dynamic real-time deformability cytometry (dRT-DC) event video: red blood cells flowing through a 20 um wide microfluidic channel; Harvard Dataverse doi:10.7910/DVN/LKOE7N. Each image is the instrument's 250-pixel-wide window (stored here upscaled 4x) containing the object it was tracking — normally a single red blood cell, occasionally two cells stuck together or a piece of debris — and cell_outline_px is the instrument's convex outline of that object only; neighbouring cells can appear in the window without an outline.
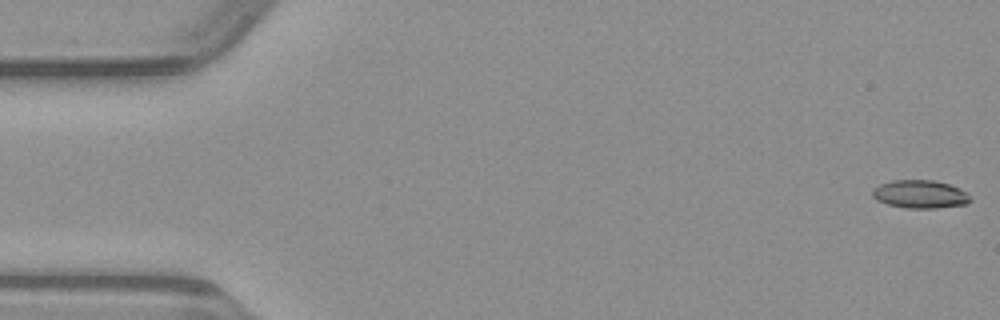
{"species": "common noctule bat (a hibernating species)", "species_latin": "Nyctalus noctula", "temperature_condition": "warm", "stored_images_in_passage": 49, "camera_frame_rate_fps": 3000, "um_per_image_px": 0.085, "animal": {"sex": "male", "body_mass_g": 23.1, "forearm_length_mm": 52.7}, "frame": {"image": 1, "passage_image": 1, "time_ms": 0.0, "image_size_px": [1000, 320], "cell_outline_px": [[972, 200], [968, 204], [936, 208], [908, 208], [888, 204], [876, 200], [872, 196], [872, 192], [880, 184], [892, 180], [932, 180], [948, 184], [960, 188]], "centroid_in_image_um": [78.21, 16.51], "position_along_channel_um": 6.8, "area_um2": 15.9}}
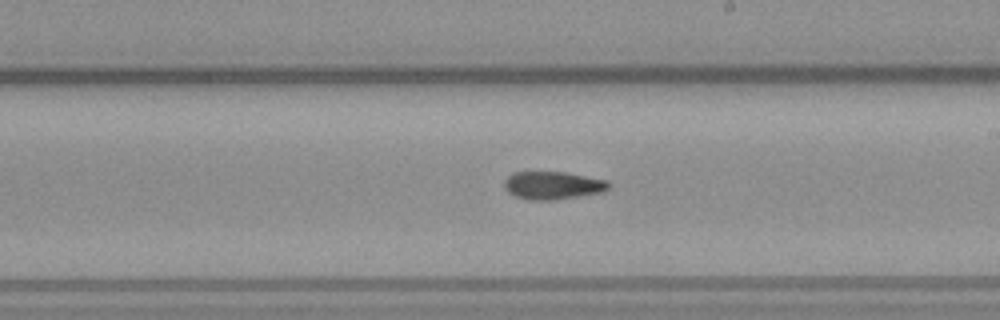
{"frame": {"image": 2, "passage_image": 28, "time_ms": 9.0, "image_size_px": [1000, 320], "cell_outline_px": [[612, 184], [604, 192], [580, 196], [552, 200], [528, 200], [516, 196], [508, 192], [504, 188], [504, 180], [512, 172], [564, 172], [608, 180]], "centroid_in_image_um": [47.0, 15.76], "position_along_channel_um": 242.0, "area_um2": 17.11}}
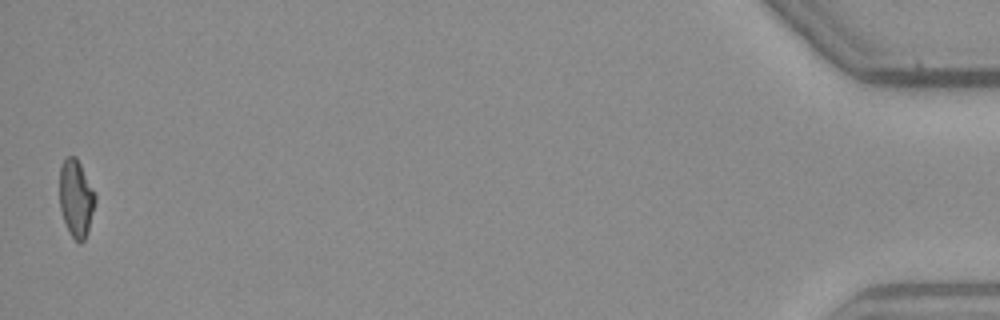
{"frame": {"image": 3, "passage_image": 49, "time_ms": 16.0, "image_size_px": [1000, 320], "cell_outline_px": [[96, 200], [88, 232], [84, 240], [80, 244], [72, 236], [64, 220], [60, 208], [60, 168], [64, 160], [68, 156], [76, 156], [96, 192]], "centroid_in_image_um": [6.49, 16.84], "position_along_channel_um": 428.7, "area_um2": 16.07}}